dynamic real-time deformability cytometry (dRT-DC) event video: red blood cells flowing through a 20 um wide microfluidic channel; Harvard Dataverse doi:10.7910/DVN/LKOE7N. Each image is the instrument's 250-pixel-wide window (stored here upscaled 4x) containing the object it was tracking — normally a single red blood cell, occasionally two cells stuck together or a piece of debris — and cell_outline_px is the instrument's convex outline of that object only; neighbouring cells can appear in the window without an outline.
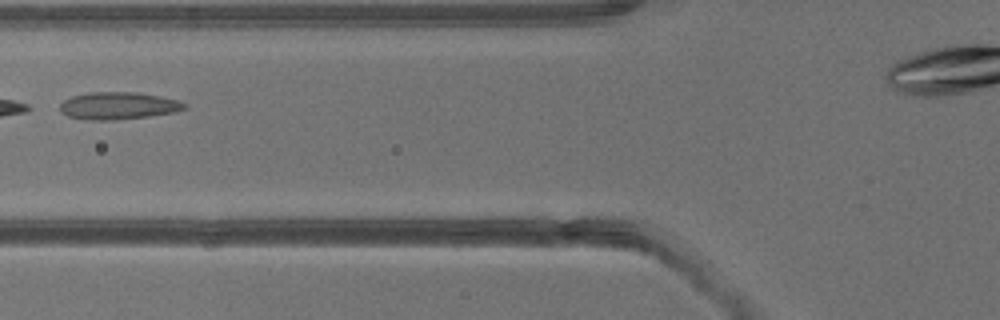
{"species": "common noctule bat (a hibernating species)", "species_latin": "Nyctalus noctula", "temperature_condition": "warm", "stored_images_in_passage": 3, "camera_frame_rate_fps": 3000, "um_per_image_px": 0.085, "animal": {"sex": "male", "body_mass_g": 13.3}, "frame": {"image": 1, "passage_image": 3, "time_ms": 2.667, "image_size_px": [1000, 320], "cell_outline_px": [[188, 108], [176, 112], [148, 116], [112, 120], [88, 120], [68, 116], [60, 112], [60, 104], [64, 100], [72, 96], [92, 92], [140, 92], [160, 96], [176, 100], [188, 104]], "centroid_in_image_um": [10.07, 8.98], "position_along_channel_um": 115.7, "area_um2": 19.88}}